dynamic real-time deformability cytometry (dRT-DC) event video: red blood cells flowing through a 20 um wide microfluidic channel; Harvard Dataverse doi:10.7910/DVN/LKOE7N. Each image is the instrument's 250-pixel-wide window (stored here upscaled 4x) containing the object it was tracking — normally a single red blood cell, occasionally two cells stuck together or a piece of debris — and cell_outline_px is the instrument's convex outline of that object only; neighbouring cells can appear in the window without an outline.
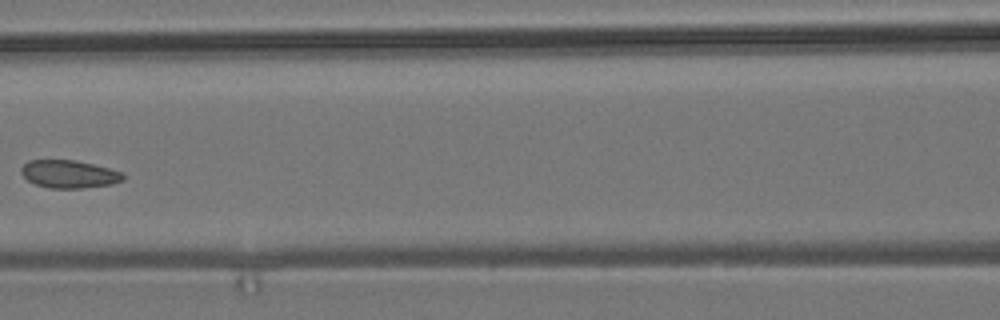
{"species": "common noctule bat (a hibernating species)", "species_latin": "Nyctalus noctula", "temperature_condition": "room temperature", "stored_images_in_passage": 5, "camera_frame_rate_fps": 3000, "um_per_image_px": 0.085, "animal": {"sex": "male", "body_mass_g": 19.2, "forearm_length_mm": 51.8}, "frame": {"image": 1, "passage_image": 5, "time_ms": 1.333, "image_size_px": [1000, 320], "cell_outline_px": [[124, 180], [112, 184], [80, 188], [48, 188], [36, 184], [28, 180], [20, 172], [20, 168], [28, 160], [76, 160], [124, 172]], "centroid_in_image_um": [5.87, 14.79], "position_along_channel_um": 160.7, "area_um2": 16.53}}